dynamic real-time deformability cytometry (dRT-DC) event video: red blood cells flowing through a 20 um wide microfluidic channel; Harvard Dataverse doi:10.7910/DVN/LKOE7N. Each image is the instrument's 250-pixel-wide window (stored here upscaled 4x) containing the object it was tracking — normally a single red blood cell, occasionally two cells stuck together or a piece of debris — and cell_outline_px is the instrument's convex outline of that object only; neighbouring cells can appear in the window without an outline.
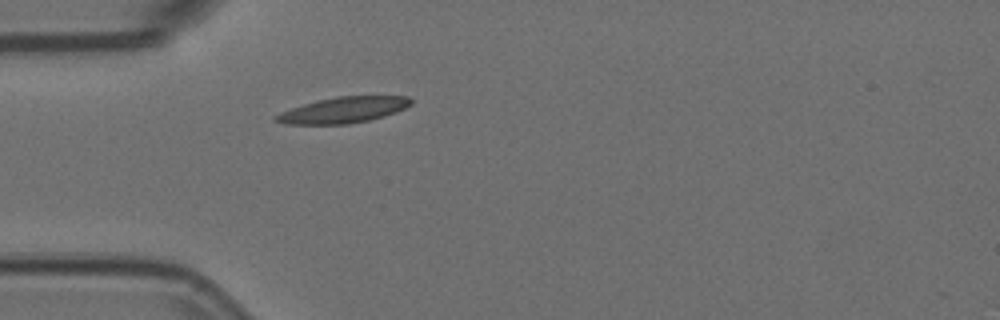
{"species": "Egyptian fruit bat (a non-hibernating species)", "species_latin": "Rousettus aegyptiacus", "temperature_condition": "room temperature", "stored_images_in_passage": 1, "camera_frame_rate_fps": 3000, "um_per_image_px": 0.085, "animal": {"sex": "female"}, "frame": {"image": 1, "passage_image": 1, "time_ms": 0.0, "image_size_px": [1000, 320], "cell_outline_px": [[412, 104], [396, 112], [384, 116], [368, 120], [348, 124], [284, 124], [272, 120], [272, 116], [280, 112], [304, 104], [336, 96], [408, 96], [412, 100]], "centroid_in_image_um": [29.16, 9.35], "position_along_channel_um": 55.8, "area_um2": 20.35}}